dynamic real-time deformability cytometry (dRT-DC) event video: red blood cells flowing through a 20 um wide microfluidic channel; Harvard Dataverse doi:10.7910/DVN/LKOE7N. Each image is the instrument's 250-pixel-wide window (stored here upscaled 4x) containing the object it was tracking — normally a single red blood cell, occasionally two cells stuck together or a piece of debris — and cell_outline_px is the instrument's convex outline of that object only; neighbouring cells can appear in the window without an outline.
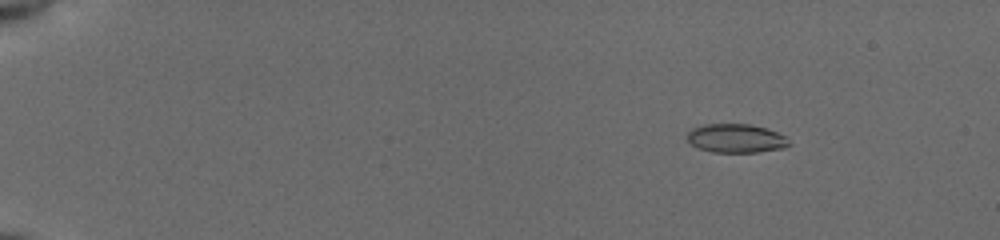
{"species": "common noctule bat (a hibernating species)", "species_latin": "Nyctalus noctula", "temperature_condition": "cold", "stored_images_in_passage": 55, "camera_frame_rate_fps": 3000, "um_per_image_px": 0.085, "animal": {"sex": "female", "body_mass_g": 19.5, "forearm_length_mm": 54.1}, "frame": {"image": 1, "passage_image": 9, "time_ms": 2.667, "image_size_px": [1000, 240], "cell_outline_px": [[792, 144], [784, 148], [760, 152], [712, 152], [700, 148], [692, 144], [688, 140], [688, 132], [692, 128], [704, 124], [748, 124], [768, 128], [784, 136]], "centroid_in_image_um": [62.59, 11.76], "position_along_channel_um": 22.4, "area_um2": 17.05}}
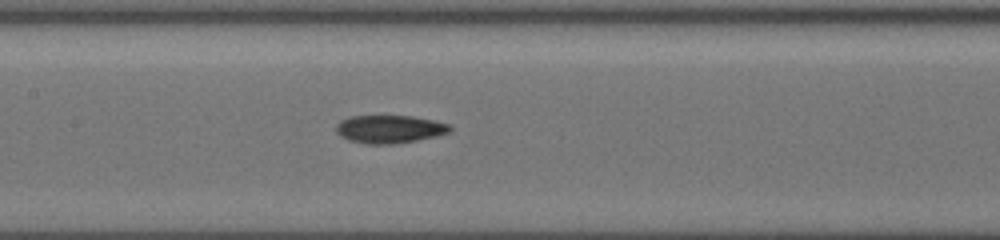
{"frame": {"image": 2, "passage_image": 30, "time_ms": 9.667, "image_size_px": [1000, 240], "cell_outline_px": [[452, 128], [448, 132], [416, 140], [392, 144], [368, 144], [348, 140], [340, 136], [336, 132], [336, 124], [340, 120], [352, 116], [412, 116], [432, 120], [448, 124]], "centroid_in_image_um": [33.04, 10.97], "position_along_channel_um": 174.4, "area_um2": 18.32}}
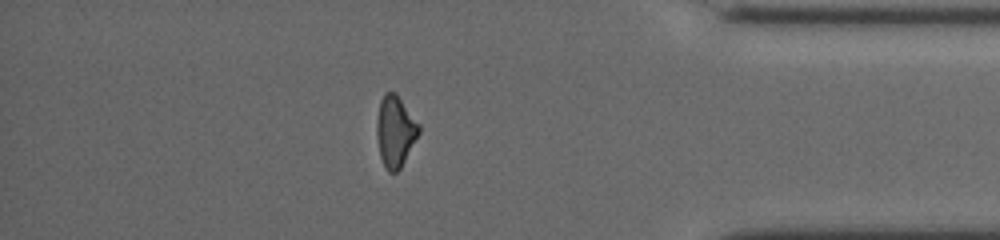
{"frame": {"image": 3, "passage_image": 49, "time_ms": 16.0, "image_size_px": [1000, 240], "cell_outline_px": [[420, 132], [400, 168], [396, 172], [388, 172], [380, 156], [376, 132], [376, 120], [380, 100], [384, 92], [396, 92], [420, 124]], "centroid_in_image_um": [33.59, 11.11], "position_along_channel_um": 401.6, "area_um2": 17.51}, "authors_computed_cell_mechanics": {"area_um2": 17.6868, "velocity_mm_per_s": 3.9518, "shape_relaxation_time_tau1_ms": 5.2525, "shape_relaxation_time_tau2_ms": 5.8546, "deformation_change_tau1": 0.1394, "deformation_change_tau2": 0.1399}}